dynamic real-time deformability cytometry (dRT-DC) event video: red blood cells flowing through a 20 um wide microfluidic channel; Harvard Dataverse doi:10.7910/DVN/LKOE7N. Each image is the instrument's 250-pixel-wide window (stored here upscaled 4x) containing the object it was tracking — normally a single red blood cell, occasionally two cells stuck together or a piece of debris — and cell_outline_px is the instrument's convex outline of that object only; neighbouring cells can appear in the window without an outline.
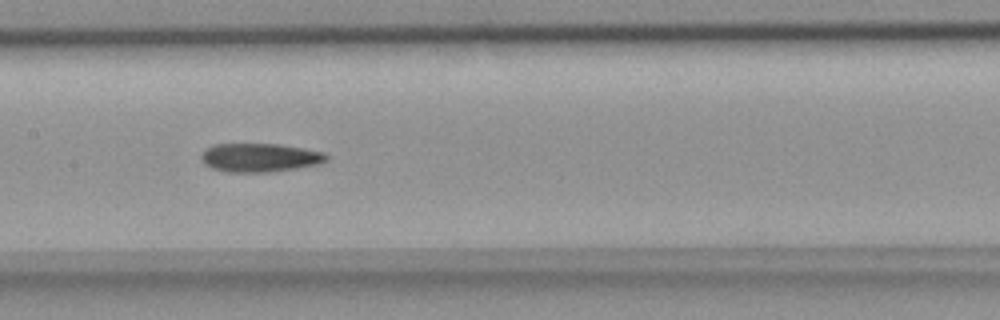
{"species": "common noctule bat (a hibernating species)", "species_latin": "Nyctalus noctula", "temperature_condition": "room temperature", "stored_images_in_passage": 5, "camera_frame_rate_fps": 3000, "um_per_image_px": 0.085, "animal": {"sex": "female", "body_mass_g": 18.4}, "frame": {"image": 1, "passage_image": 5, "time_ms": 1.333, "image_size_px": [1000, 320], "cell_outline_px": [[328, 160], [320, 164], [296, 168], [268, 172], [224, 172], [212, 168], [204, 164], [200, 156], [204, 148], [212, 144], [276, 144], [304, 148], [324, 152], [328, 156]], "centroid_in_image_um": [22.06, 13.39], "position_along_channel_um": 185.3, "area_um2": 21.1}}